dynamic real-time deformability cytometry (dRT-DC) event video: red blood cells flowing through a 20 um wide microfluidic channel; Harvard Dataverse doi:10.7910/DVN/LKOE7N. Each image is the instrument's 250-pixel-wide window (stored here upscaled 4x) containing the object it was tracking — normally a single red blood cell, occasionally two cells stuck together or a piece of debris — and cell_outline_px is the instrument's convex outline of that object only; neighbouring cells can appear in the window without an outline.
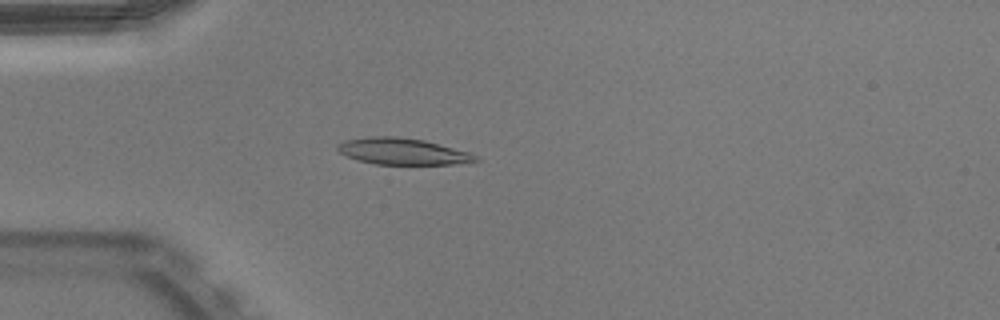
{"species": "Egyptian fruit bat (a non-hibernating species)", "species_latin": "Rousettus aegyptiacus", "temperature_condition": "warm", "stored_images_in_passage": 51, "camera_frame_rate_fps": 3000, "um_per_image_px": 0.085, "animal": {"sex": "male"}, "frame": {"image": 1, "passage_image": 15, "time_ms": 4.667, "image_size_px": [1000, 320], "cell_outline_px": [[480, 160], [452, 164], [376, 164], [356, 160], [340, 152], [336, 148], [336, 144], [344, 140], [368, 136], [396, 136], [424, 140], [468, 152], [476, 156]], "centroid_in_image_um": [34.15, 12.86], "position_along_channel_um": 50.9, "area_um2": 21.15}}
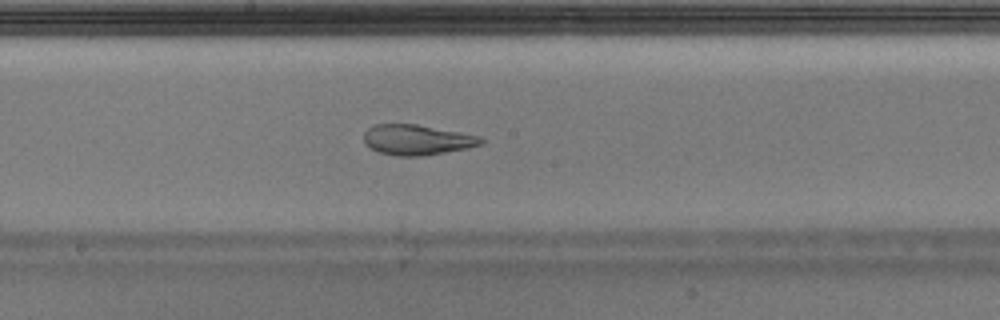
{"frame": {"image": 2, "passage_image": 28, "time_ms": 9.0, "image_size_px": [1000, 320], "cell_outline_px": [[484, 144], [468, 148], [420, 156], [396, 156], [380, 152], [364, 144], [364, 132], [372, 124], [416, 124], [480, 136], [484, 140]], "centroid_in_image_um": [35.43, 11.88], "position_along_channel_um": 212.8, "area_um2": 20.63}}
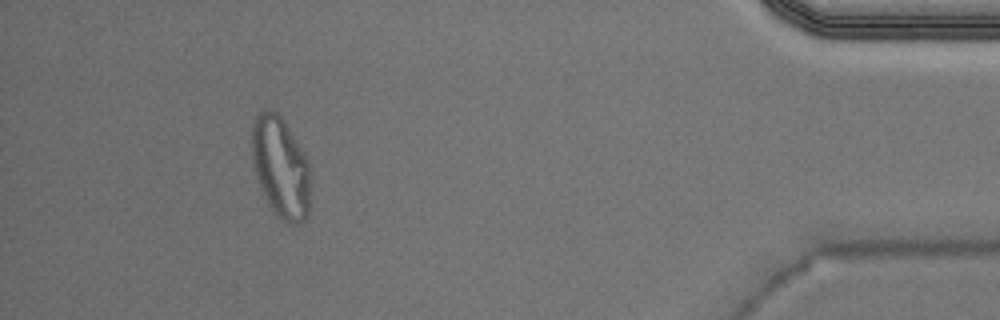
{"frame": {"image": 3, "passage_image": 47, "time_ms": 15.333, "image_size_px": [1000, 320], "cell_outline_px": [[308, 216], [304, 220], [296, 224], [288, 224], [272, 212], [264, 196], [252, 164], [252, 124], [256, 116], [264, 108], [272, 108], [280, 116], [304, 152], [308, 164]], "centroid_in_image_um": [23.82, 14.22], "position_along_channel_um": 411.4, "area_um2": 34.22}, "authors_computed_cell_mechanics": {"area_um2": 22.253, "velocity_mm_per_s": 4.0044, "shape_relaxation_time_tau1_ms": null, "shape_relaxation_time_tau2_ms": 1.0748, "deformation_change_tau1": null, "deformation_change_tau2": 0.0747}}